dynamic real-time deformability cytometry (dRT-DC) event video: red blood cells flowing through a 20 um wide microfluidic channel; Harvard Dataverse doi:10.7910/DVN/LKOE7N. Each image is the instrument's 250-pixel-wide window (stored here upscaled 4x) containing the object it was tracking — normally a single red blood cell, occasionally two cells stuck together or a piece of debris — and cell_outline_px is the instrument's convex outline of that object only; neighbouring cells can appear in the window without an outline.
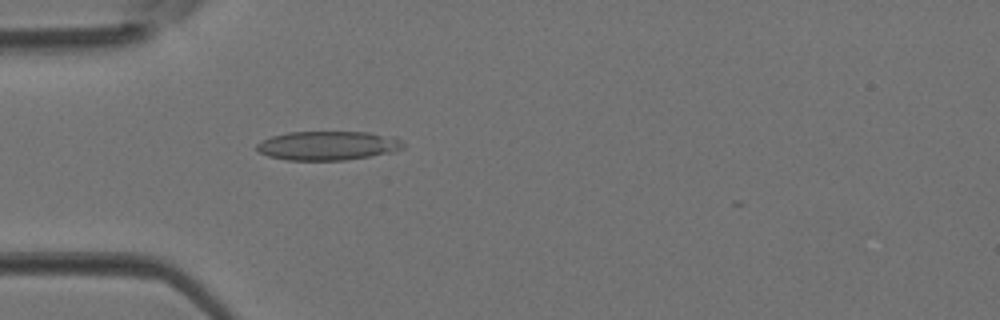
{"species": "Egyptian fruit bat (a non-hibernating species)", "species_latin": "Rousettus aegyptiacus", "temperature_condition": "room temperature", "stored_images_in_passage": 4, "camera_frame_rate_fps": 3000, "um_per_image_px": 0.085, "animal": {"sex": "female"}, "frame": {"image": 1, "passage_image": 4, "time_ms": 1.0, "image_size_px": [1000, 320], "cell_outline_px": [[404, 148], [396, 152], [344, 160], [288, 160], [268, 156], [260, 152], [256, 148], [256, 144], [272, 136], [288, 132], [368, 132], [396, 136], [404, 144]], "centroid_in_image_um": [27.93, 12.37], "position_along_channel_um": 57.1, "area_um2": 24.91}}